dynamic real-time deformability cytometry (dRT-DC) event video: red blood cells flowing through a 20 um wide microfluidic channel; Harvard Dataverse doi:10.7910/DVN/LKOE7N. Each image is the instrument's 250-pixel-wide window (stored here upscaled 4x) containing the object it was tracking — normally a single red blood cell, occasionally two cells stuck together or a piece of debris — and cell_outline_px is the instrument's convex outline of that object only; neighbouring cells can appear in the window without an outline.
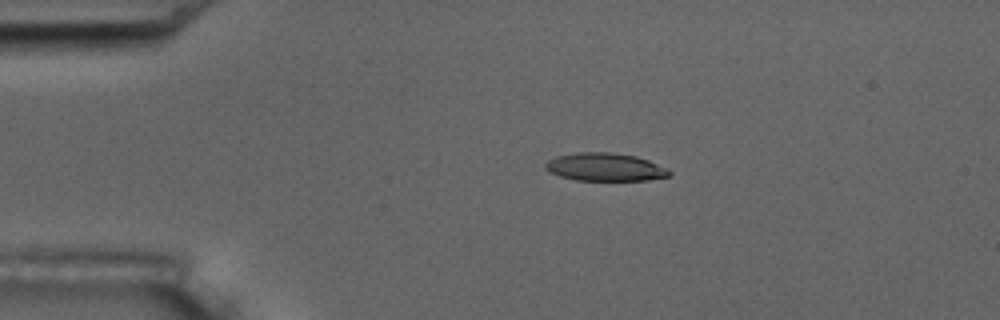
{"species": "common noctule bat (a hibernating species)", "species_latin": "Nyctalus noctula", "temperature_condition": "room temperature", "stored_images_in_passage": 3, "camera_frame_rate_fps": 3000, "um_per_image_px": 0.085, "animal": {"sex": "male", "body_mass_g": 17.5, "forearm_length_mm": 52.3}, "frame": {"image": 1, "passage_image": 1, "time_ms": 0.0, "image_size_px": [1000, 320], "cell_outline_px": [[672, 172], [668, 176], [648, 180], [576, 180], [560, 176], [544, 168], [544, 164], [548, 160], [556, 156], [580, 152], [608, 152], [636, 156], [648, 160], [668, 168]], "centroid_in_image_um": [51.44, 14.2], "position_along_channel_um": 33.6, "area_um2": 20.11}}
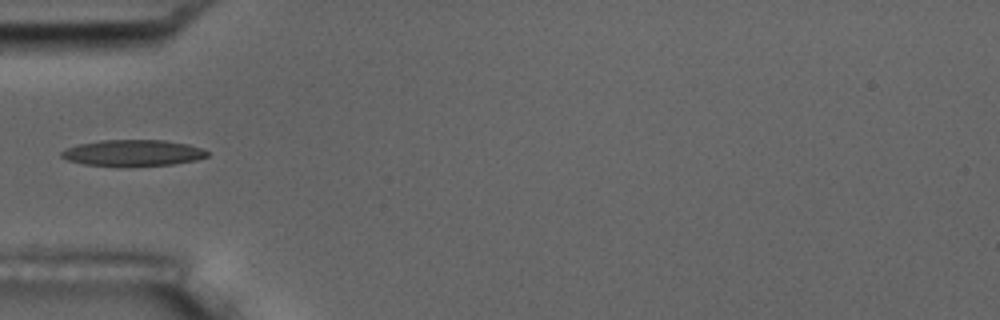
{"frame": {"image": 2, "passage_image": 3, "time_ms": 2.333, "image_size_px": [1000, 320], "cell_outline_px": [[208, 156], [196, 160], [172, 164], [116, 168], [84, 164], [68, 160], [60, 156], [60, 152], [64, 148], [76, 144], [100, 140], [164, 140], [188, 144], [200, 148], [208, 152]], "centroid_in_image_um": [11.22, 13.02], "position_along_channel_um": 73.8, "area_um2": 22.89}}